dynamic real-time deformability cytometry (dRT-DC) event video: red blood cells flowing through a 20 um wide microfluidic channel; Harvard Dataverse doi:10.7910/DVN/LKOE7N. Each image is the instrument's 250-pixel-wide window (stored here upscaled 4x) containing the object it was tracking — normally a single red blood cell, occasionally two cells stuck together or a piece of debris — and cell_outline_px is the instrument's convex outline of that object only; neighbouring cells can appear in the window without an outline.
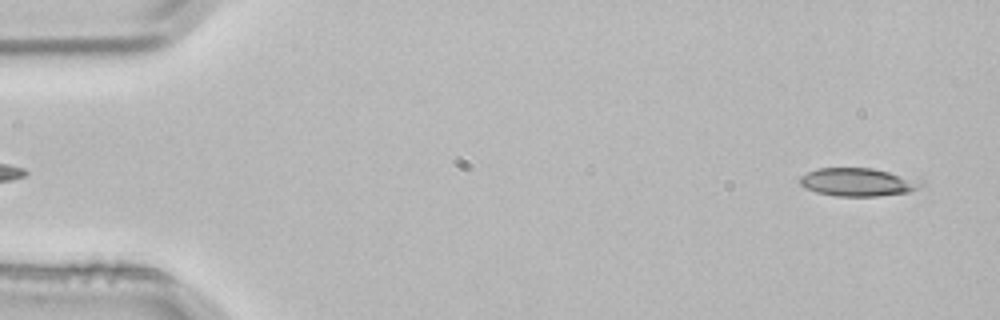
{"species": "common noctule bat (a hibernating species)", "species_latin": "Nyctalus noctula", "temperature_condition": "room temperature", "stored_images_in_passage": 52, "camera_frame_rate_fps": 3000, "um_per_image_px": 0.085, "animal": {"sex": "male", "body_mass_g": 21.5, "forearm_length_mm": 52.0}, "frame": {"image": 1, "passage_image": 2, "time_ms": 0.333, "image_size_px": [1000, 320], "cell_outline_px": [[924, 184], [908, 192], [876, 196], [836, 196], [816, 192], [804, 188], [800, 184], [800, 176], [816, 168], [872, 168], [924, 180]], "centroid_in_image_um": [72.9, 15.47], "position_along_channel_um": 12.1, "area_um2": 19.88}}
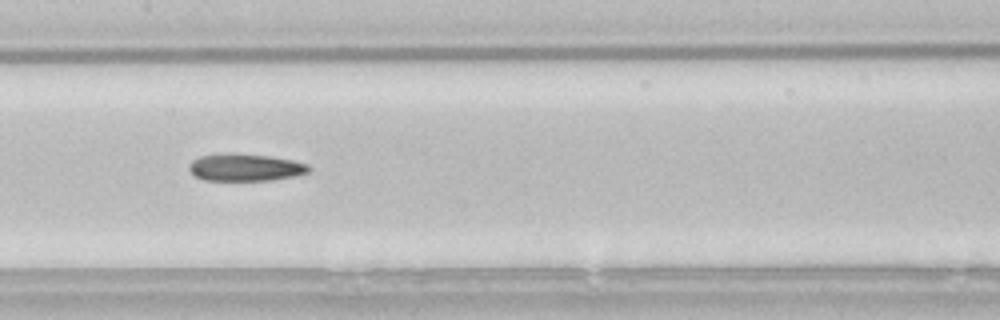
{"frame": {"image": 2, "passage_image": 25, "time_ms": 8.0, "image_size_px": [1000, 320], "cell_outline_px": [[312, 168], [308, 172], [296, 176], [272, 180], [204, 180], [196, 176], [188, 168], [188, 164], [192, 160], [200, 156], [228, 152], [232, 152], [268, 156], [292, 160], [308, 164]], "centroid_in_image_um": [20.85, 14.22], "position_along_channel_um": 186.6, "area_um2": 19.19}}
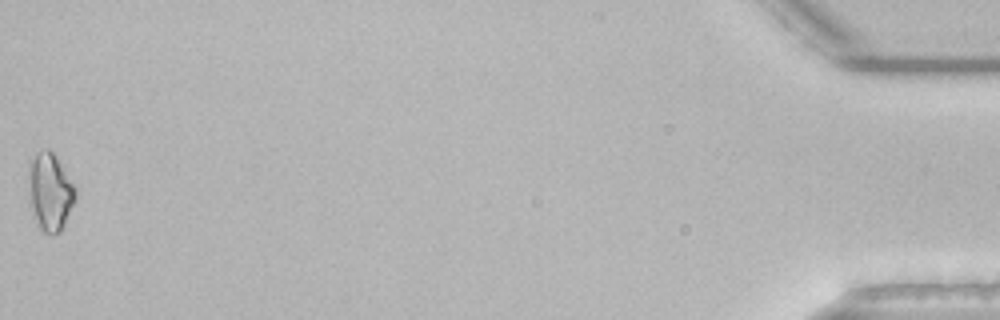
{"frame": {"image": 3, "passage_image": 52, "time_ms": 17.0, "image_size_px": [1000, 320], "cell_outline_px": [[76, 200], [60, 232], [52, 236], [44, 232], [40, 228], [32, 204], [28, 164], [28, 160], [36, 152], [44, 148], [48, 148], [52, 152], [76, 188]], "centroid_in_image_um": [4.28, 16.27], "position_along_channel_um": 430.9, "area_um2": 20.69}, "authors_computed_cell_mechanics": {"area_um2": 19.2185, "velocity_mm_per_s": 3.8413, "shape_relaxation_time_tau1_ms": 10.8256, "shape_relaxation_time_tau2_ms": 6.7708, "deformation_change_tau1": 0.2016, "deformation_change_tau2": 0.1706}}